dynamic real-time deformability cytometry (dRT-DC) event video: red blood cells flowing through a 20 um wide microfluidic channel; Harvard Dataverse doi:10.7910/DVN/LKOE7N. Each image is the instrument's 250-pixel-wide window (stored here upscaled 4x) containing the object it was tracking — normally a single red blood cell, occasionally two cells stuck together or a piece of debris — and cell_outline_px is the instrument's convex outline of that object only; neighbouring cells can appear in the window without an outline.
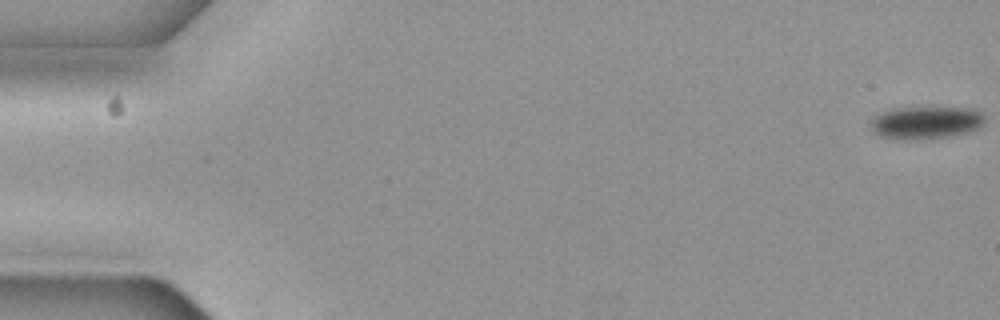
{"species": "common noctule bat (a hibernating species)", "species_latin": "Nyctalus noctula", "temperature_condition": "cold", "stored_images_in_passage": 40, "camera_frame_rate_fps": 3000, "um_per_image_px": 0.085, "animal": {"sex": "female", "body_mass_g": 19.3, "forearm_length_mm": 54.1}, "frame": {"image": 1, "passage_image": 1, "time_ms": 0.0, "image_size_px": [1000, 320], "cell_outline_px": [[984, 120], [976, 128], [968, 132], [948, 136], [916, 140], [880, 136], [872, 132], [872, 120], [876, 116], [892, 108], [968, 108], [980, 112], [984, 116]], "centroid_in_image_um": [78.68, 10.42], "position_along_channel_um": 6.3, "area_um2": 21.1}}
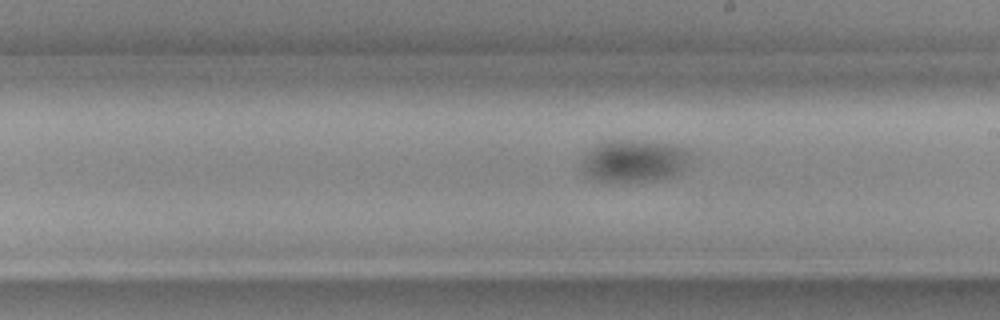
{"frame": {"image": 2, "passage_image": 33, "time_ms": 10.667, "image_size_px": [1000, 320], "cell_outline_px": [[688, 156], [684, 168], [680, 172], [672, 176], [660, 180], [612, 184], [584, 176], [580, 168], [580, 164], [584, 156], [592, 148], [604, 140], [652, 140], [672, 144], [684, 148], [688, 152]], "centroid_in_image_um": [53.82, 13.7], "position_along_channel_um": 235.2, "area_um2": 27.63}}
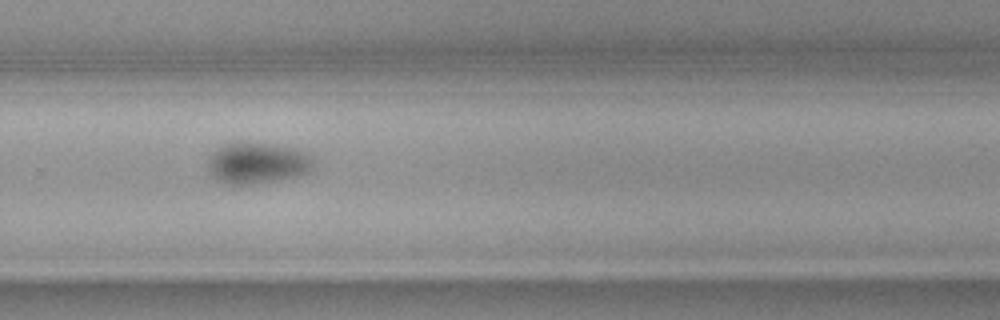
{"frame": {"image": 3, "passage_image": 39, "time_ms": 12.667, "image_size_px": [1000, 320], "cell_outline_px": [[312, 168], [308, 172], [292, 176], [272, 180], [248, 184], [224, 184], [212, 176], [208, 168], [208, 156], [216, 148], [232, 140], [240, 140], [272, 144], [296, 148], [304, 152], [308, 156], [312, 164]], "centroid_in_image_um": [21.76, 13.8], "position_along_channel_um": 308.0, "area_um2": 25.37}}